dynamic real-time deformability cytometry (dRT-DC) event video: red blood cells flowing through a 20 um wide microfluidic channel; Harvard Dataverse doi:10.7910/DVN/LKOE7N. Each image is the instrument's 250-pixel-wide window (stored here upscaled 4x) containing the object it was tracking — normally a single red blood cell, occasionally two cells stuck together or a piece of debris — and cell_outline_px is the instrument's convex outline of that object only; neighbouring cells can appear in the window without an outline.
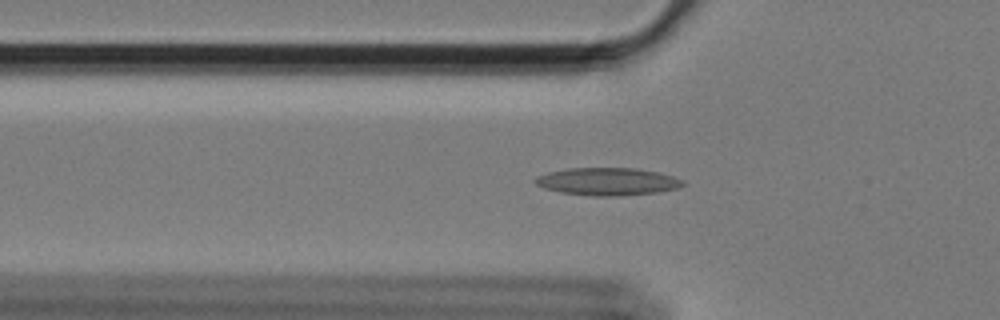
{"species": "Egyptian fruit bat (a non-hibernating species)", "species_latin": "Rousettus aegyptiacus", "temperature_condition": "cold", "stored_images_in_passage": 57, "camera_frame_rate_fps": 3000, "um_per_image_px": 0.085, "animal": {"sex": "female"}, "frame": {"image": 1, "passage_image": 18, "time_ms": 5.667, "image_size_px": [1000, 320], "cell_outline_px": [[684, 184], [680, 188], [656, 192], [620, 196], [592, 196], [560, 192], [544, 188], [536, 184], [532, 180], [536, 176], [548, 172], [568, 168], [636, 168], [656, 172], [672, 176], [684, 180]], "centroid_in_image_um": [51.61, 15.43], "position_along_channel_um": 74.2, "area_um2": 23.81}}
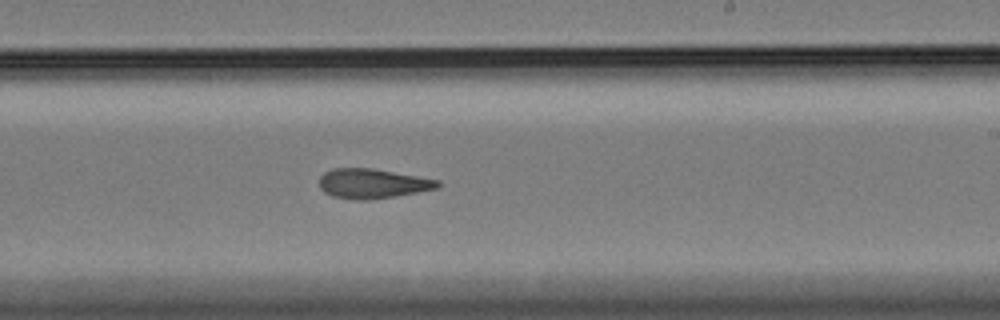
{"frame": {"image": 2, "passage_image": 34, "time_ms": 11.0, "image_size_px": [1000, 320], "cell_outline_px": [[440, 188], [396, 196], [368, 200], [356, 200], [332, 196], [324, 192], [320, 188], [320, 176], [324, 172], [332, 168], [372, 168], [440, 180]], "centroid_in_image_um": [31.67, 15.6], "position_along_channel_um": 257.3, "area_um2": 20.58}}
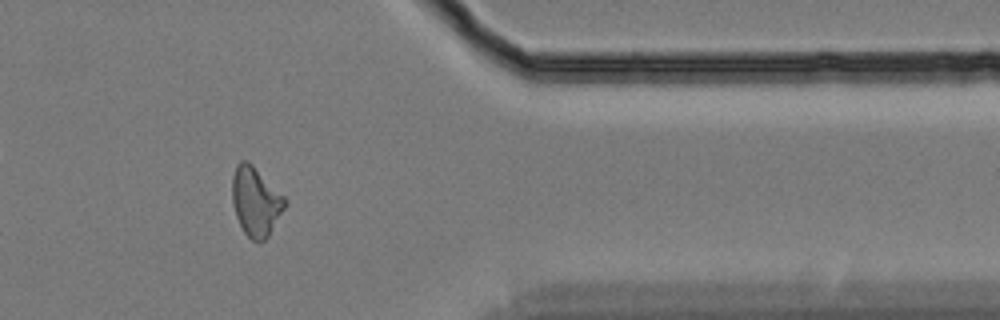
{"frame": {"image": 3, "passage_image": 47, "time_ms": 15.333, "image_size_px": [1000, 320], "cell_outline_px": [[288, 204], [268, 236], [264, 240], [252, 240], [244, 232], [236, 216], [232, 200], [232, 176], [236, 164], [240, 160], [248, 160], [288, 200]], "centroid_in_image_um": [21.74, 17.1], "position_along_channel_um": 389.7, "area_um2": 21.21}, "authors_computed_cell_mechanics": {"area_um2": 20.8658, "velocity_mm_per_s": 3.4184, "shape_relaxation_time_tau1_ms": null, "shape_relaxation_time_tau2_ms": 5.661, "deformation_change_tau1": null, "deformation_change_tau2": 0.1635}}